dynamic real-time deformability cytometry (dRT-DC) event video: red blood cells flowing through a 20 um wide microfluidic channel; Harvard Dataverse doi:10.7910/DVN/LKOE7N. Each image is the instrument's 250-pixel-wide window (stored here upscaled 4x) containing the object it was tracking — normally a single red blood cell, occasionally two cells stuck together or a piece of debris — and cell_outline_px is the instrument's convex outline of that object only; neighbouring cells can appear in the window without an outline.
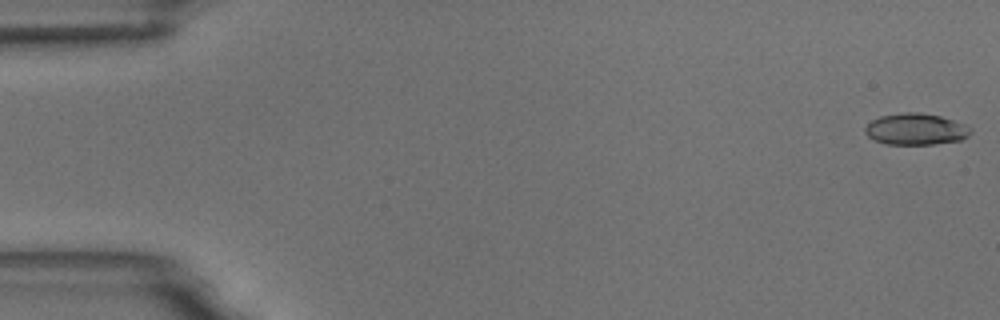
{"species": "common noctule bat (a hibernating species)", "species_latin": "Nyctalus noctula", "temperature_condition": "room temperature", "stored_images_in_passage": 5, "camera_frame_rate_fps": 3000, "um_per_image_px": 0.085, "animal": {"sex": "male", "body_mass_g": 18.8}, "frame": {"image": 1, "passage_image": 1, "time_ms": 0.0, "image_size_px": [1000, 320], "cell_outline_px": [[972, 132], [968, 136], [960, 140], [932, 144], [884, 144], [868, 136], [864, 132], [864, 128], [872, 120], [880, 116], [904, 112], [920, 112], [940, 116], [968, 124], [972, 128]], "centroid_in_image_um": [77.87, 10.97], "position_along_channel_um": 7.1, "area_um2": 19.48}}